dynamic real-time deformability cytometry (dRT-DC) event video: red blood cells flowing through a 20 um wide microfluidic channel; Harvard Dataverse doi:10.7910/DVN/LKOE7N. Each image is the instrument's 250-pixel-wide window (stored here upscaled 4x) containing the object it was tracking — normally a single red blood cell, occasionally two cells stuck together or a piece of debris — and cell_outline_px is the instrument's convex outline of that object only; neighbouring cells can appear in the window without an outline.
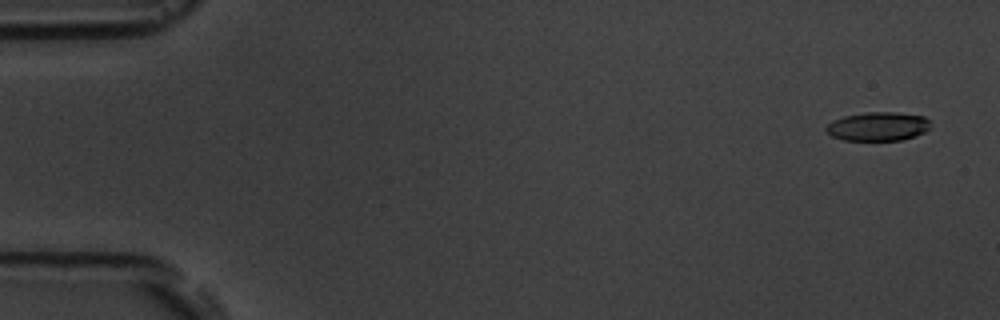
{"species": "common noctule bat (a hibernating species)", "species_latin": "Nyctalus noctula", "temperature_condition": "room temperature", "stored_images_in_passage": 5, "camera_frame_rate_fps": 3000, "um_per_image_px": 0.085, "animal": {"sex": "male", "body_mass_g": 19.5, "forearm_length_mm": 54.6}, "frame": {"image": 1, "passage_image": 5, "time_ms": 6.0, "image_size_px": [1000, 320], "cell_outline_px": [[932, 128], [916, 136], [900, 140], [844, 140], [832, 136], [824, 128], [832, 120], [844, 116], [868, 112], [896, 112], [924, 116], [928, 120]], "centroid_in_image_um": [74.65, 10.74], "position_along_channel_um": 10.4, "area_um2": 17.57}}